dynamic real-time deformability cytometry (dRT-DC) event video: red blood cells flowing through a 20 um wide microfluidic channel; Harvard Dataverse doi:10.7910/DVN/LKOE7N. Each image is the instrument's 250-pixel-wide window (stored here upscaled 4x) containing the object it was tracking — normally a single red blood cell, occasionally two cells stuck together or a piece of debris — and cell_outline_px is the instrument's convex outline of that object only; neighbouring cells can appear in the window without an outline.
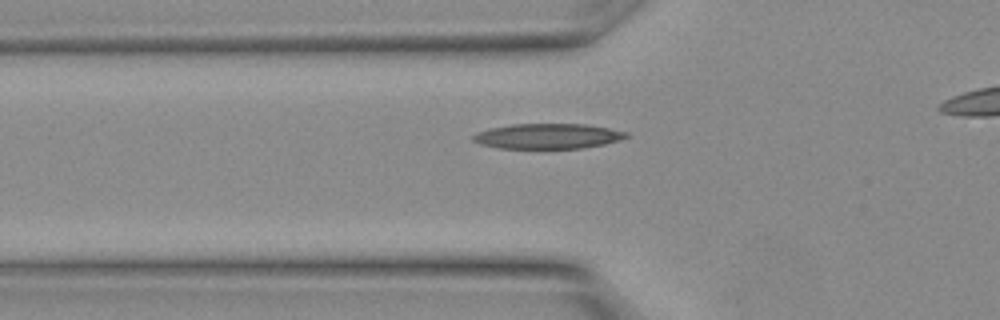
{"species": "Egyptian fruit bat (a non-hibernating species)", "species_latin": "Rousettus aegyptiacus", "temperature_condition": "warm", "stored_images_in_passage": 23, "camera_frame_rate_fps": 3000, "um_per_image_px": 0.085, "animal": {"sex": "female"}, "frame": {"image": 1, "passage_image": 7, "time_ms": 2.0, "image_size_px": [1000, 320], "cell_outline_px": [[628, 136], [620, 140], [604, 144], [580, 148], [500, 148], [480, 144], [472, 140], [472, 136], [476, 132], [488, 128], [512, 124], [584, 124], [608, 128], [628, 132]], "centroid_in_image_um": [46.53, 11.57], "position_along_channel_um": 79.3, "area_um2": 22.43}}
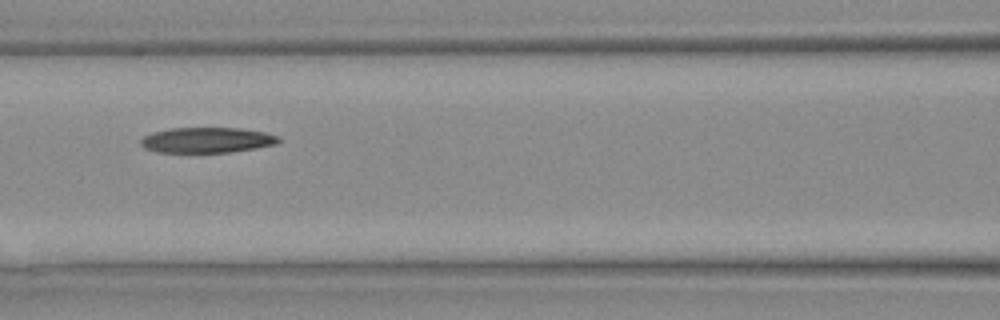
{"frame": {"image": 2, "passage_image": 10, "time_ms": 3.0, "image_size_px": [1000, 320], "cell_outline_px": [[280, 140], [276, 144], [228, 152], [156, 152], [144, 148], [140, 144], [140, 140], [144, 136], [152, 132], [172, 128], [240, 128], [264, 132], [276, 136]], "centroid_in_image_um": [17.52, 11.9], "position_along_channel_um": 149.1, "area_um2": 20.17}}